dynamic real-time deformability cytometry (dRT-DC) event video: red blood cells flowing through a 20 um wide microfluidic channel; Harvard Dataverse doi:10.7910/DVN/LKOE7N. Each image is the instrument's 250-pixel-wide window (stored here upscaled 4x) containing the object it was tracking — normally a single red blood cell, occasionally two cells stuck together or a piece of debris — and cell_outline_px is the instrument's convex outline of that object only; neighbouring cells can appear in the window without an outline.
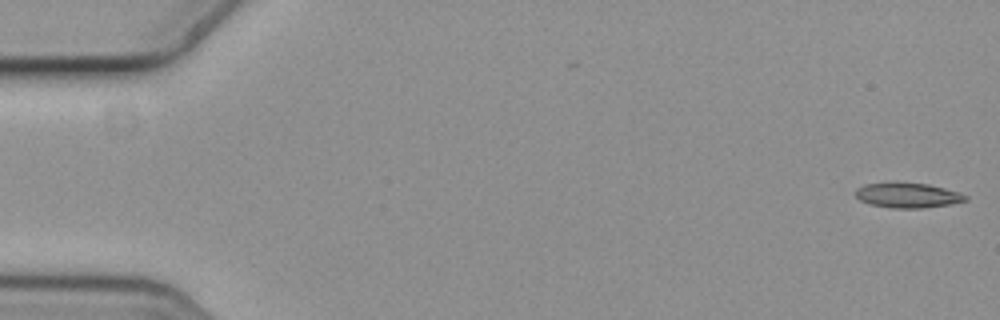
{"species": "common noctule bat (a hibernating species)", "species_latin": "Nyctalus noctula", "temperature_condition": "cold", "stored_images_in_passage": 6, "camera_frame_rate_fps": 3000, "um_per_image_px": 0.085, "animal": {"sex": "female", "body_mass_g": 19.3, "forearm_length_mm": 54.1}, "frame": {"image": 1, "passage_image": 1, "time_ms": 0.0, "image_size_px": [1000, 320], "cell_outline_px": [[968, 200], [948, 204], [920, 208], [892, 208], [868, 204], [860, 200], [856, 196], [856, 188], [864, 184], [896, 180], [928, 184], [960, 192], [968, 196]], "centroid_in_image_um": [77.11, 16.56], "position_along_channel_um": 7.9, "area_um2": 16.47}}
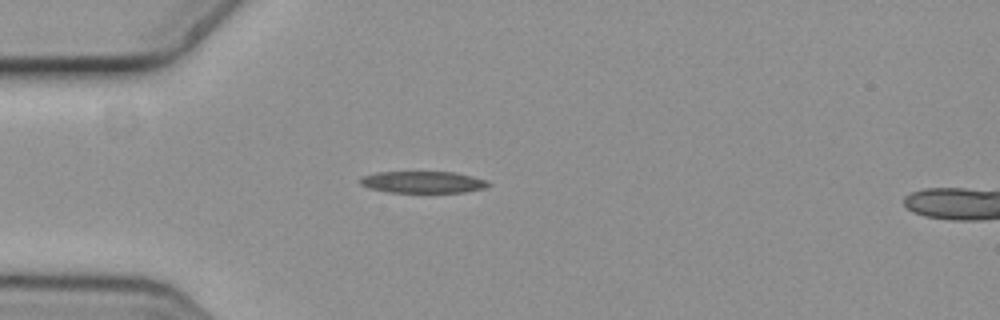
{"frame": {"image": 2, "passage_image": 5, "time_ms": 1.333, "image_size_px": [1000, 320], "cell_outline_px": [[492, 184], [484, 188], [464, 192], [388, 192], [372, 188], [360, 184], [360, 176], [376, 172], [452, 172], [472, 176], [484, 180]], "centroid_in_image_um": [35.92, 15.47], "position_along_channel_um": 49.1, "area_um2": 16.07}}